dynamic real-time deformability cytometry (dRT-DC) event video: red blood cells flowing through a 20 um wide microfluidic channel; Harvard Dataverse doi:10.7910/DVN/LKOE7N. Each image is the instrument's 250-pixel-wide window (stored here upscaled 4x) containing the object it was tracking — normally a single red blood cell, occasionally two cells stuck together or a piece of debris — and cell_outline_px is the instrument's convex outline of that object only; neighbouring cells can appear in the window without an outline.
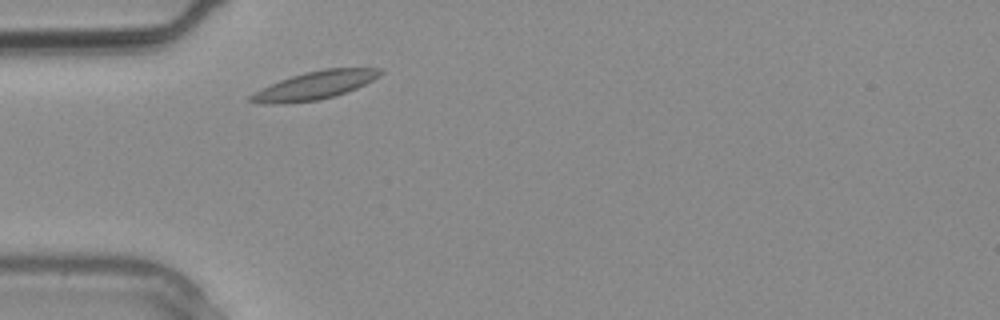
{"species": "common noctule bat (a hibernating species)", "species_latin": "Nyctalus noctula", "temperature_condition": "warm", "stored_images_in_passage": 1, "camera_frame_rate_fps": 3000, "um_per_image_px": 0.085, "animal": {"sex": "male", "body_mass_g": 20.4}, "frame": {"image": 1, "passage_image": 1, "time_ms": 0.0, "image_size_px": [1000, 320], "cell_outline_px": [[384, 72], [380, 76], [356, 88], [336, 96], [320, 100], [288, 104], [260, 104], [248, 100], [248, 96], [260, 88], [280, 80], [304, 72], [324, 68], [384, 68]], "centroid_in_image_um": [26.73, 7.27], "position_along_channel_um": 58.3, "area_um2": 21.56}}